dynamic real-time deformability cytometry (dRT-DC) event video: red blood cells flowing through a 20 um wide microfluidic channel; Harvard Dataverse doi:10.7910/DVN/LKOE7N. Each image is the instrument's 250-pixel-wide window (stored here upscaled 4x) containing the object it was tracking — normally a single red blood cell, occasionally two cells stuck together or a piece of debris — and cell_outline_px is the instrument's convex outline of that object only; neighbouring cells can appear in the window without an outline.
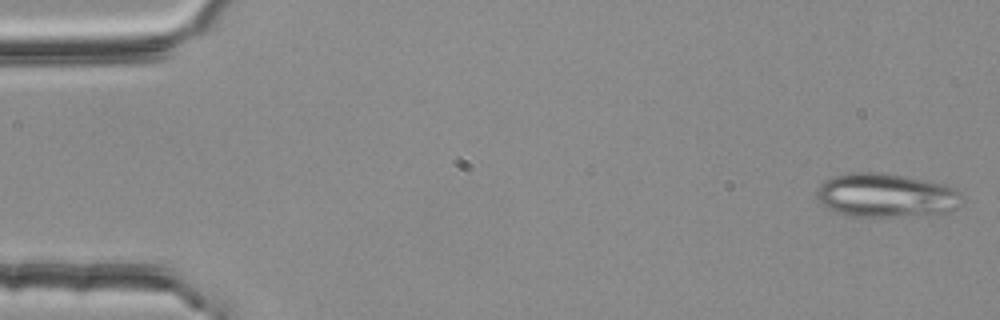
{"species": "common noctule bat (a hibernating species)", "species_latin": "Nyctalus noctula", "temperature_condition": "room temperature", "stored_images_in_passage": 4, "camera_frame_rate_fps": 3000, "um_per_image_px": 0.085, "animal": {"sex": "female", "body_mass_g": 25.1}, "frame": {"image": 1, "passage_image": 1, "time_ms": 0.0, "image_size_px": [1000, 320], "cell_outline_px": [[964, 204], [948, 212], [904, 216], [844, 216], [828, 208], [816, 196], [816, 188], [824, 180], [832, 176], [852, 172], [876, 172], [904, 176], [928, 180], [944, 184], [960, 192]], "centroid_in_image_um": [75.31, 16.6], "position_along_channel_um": 9.7, "area_um2": 37.28}}